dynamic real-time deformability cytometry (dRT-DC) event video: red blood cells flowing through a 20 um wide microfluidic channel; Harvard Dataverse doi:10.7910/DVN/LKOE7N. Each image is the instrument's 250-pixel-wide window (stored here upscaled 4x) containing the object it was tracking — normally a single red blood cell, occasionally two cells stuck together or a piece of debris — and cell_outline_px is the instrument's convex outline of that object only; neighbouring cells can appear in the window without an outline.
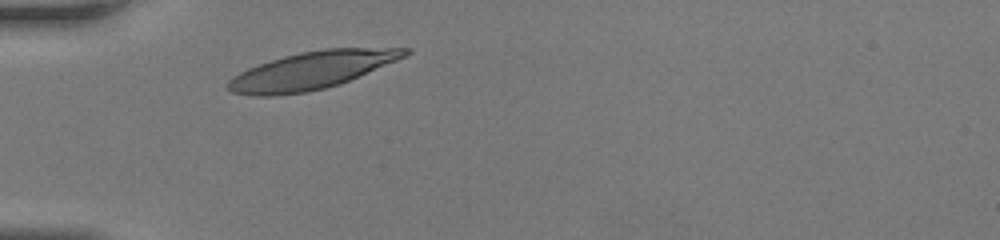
{"species": "human", "species_latin": "Homo sapiens", "temperature_condition": "room temperature", "stored_images_in_passage": 25, "camera_frame_rate_fps": 3000, "um_per_image_px": 0.085, "donor": {"sex": "female"}, "frame": {"image": 1, "passage_image": 1, "time_ms": 0.0, "image_size_px": [1000, 240], "cell_outline_px": [[412, 52], [408, 56], [340, 84], [308, 92], [276, 96], [252, 96], [232, 92], [228, 88], [228, 80], [232, 76], [248, 68], [284, 56], [300, 52], [324, 48], [412, 48]], "centroid_in_image_um": [26.52, 5.98], "position_along_channel_um": 58.5, "area_um2": 38.73}}
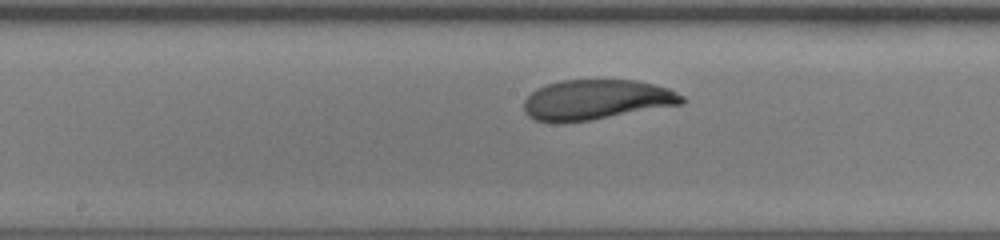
{"frame": {"image": 2, "passage_image": 11, "time_ms": 3.333, "image_size_px": [1000, 240], "cell_outline_px": [[688, 100], [684, 104], [588, 120], [536, 120], [528, 116], [524, 112], [524, 100], [536, 88], [560, 80], [636, 80], [668, 88], [684, 96]], "centroid_in_image_um": [50.75, 8.44], "position_along_channel_um": 197.5, "area_um2": 36.3}}
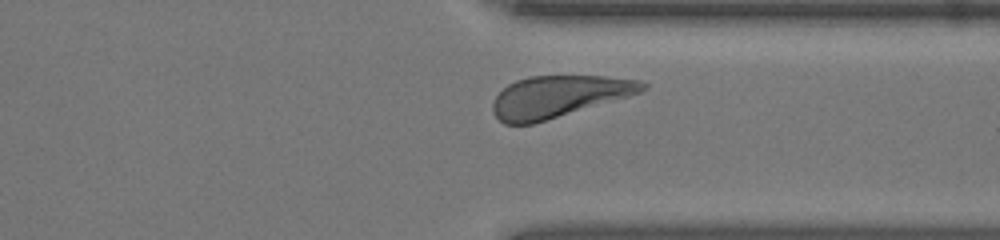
{"frame": {"image": 3, "passage_image": 22, "time_ms": 7.0, "image_size_px": [1000, 240], "cell_outline_px": [[648, 88], [640, 92], [628, 96], [532, 124], [504, 124], [492, 112], [492, 104], [496, 96], [508, 84], [516, 80], [528, 76], [604, 76], [640, 80], [648, 84]], "centroid_in_image_um": [47.47, 8.19], "position_along_channel_um": 363.9, "area_um2": 36.01}}